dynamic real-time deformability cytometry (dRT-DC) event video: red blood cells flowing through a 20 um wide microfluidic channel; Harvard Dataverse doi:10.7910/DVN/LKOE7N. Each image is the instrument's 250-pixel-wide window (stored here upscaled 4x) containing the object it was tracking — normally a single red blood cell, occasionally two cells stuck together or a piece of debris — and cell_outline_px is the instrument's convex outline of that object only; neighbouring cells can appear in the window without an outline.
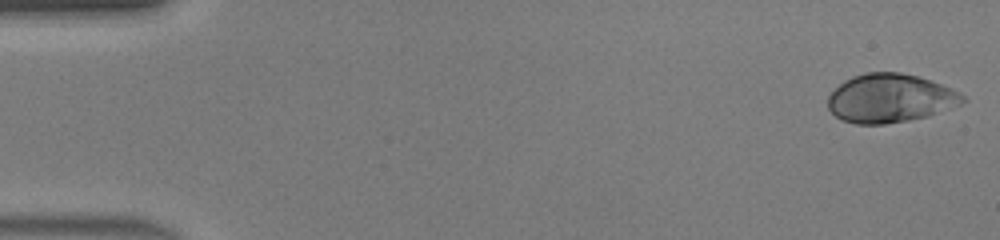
{"species": "human", "species_latin": "Homo sapiens", "temperature_condition": "warm", "stored_images_in_passage": 46, "camera_frame_rate_fps": 3000, "um_per_image_px": 0.085, "donor": {"sex": "male"}, "frame": {"image": 1, "passage_image": 1, "time_ms": 0.0, "image_size_px": [1000, 240], "cell_outline_px": [[968, 100], [960, 104], [928, 116], [908, 120], [884, 124], [856, 124], [840, 120], [828, 108], [828, 96], [844, 80], [852, 76], [864, 72], [900, 72], [916, 76], [940, 84], [960, 92]], "centroid_in_image_um": [75.64, 8.35], "position_along_channel_um": 9.4, "area_um2": 38.09}}
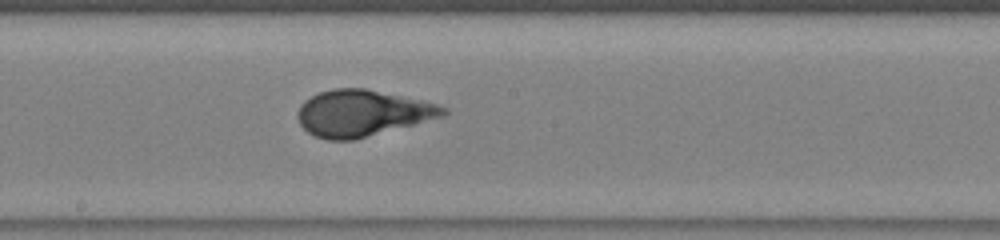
{"frame": {"image": 2, "passage_image": 25, "time_ms": 8.0, "image_size_px": [1000, 240], "cell_outline_px": [[448, 112], [444, 116], [352, 140], [328, 140], [316, 136], [308, 132], [300, 124], [296, 116], [296, 112], [300, 104], [304, 100], [320, 92], [332, 88], [364, 88], [420, 100], [436, 104], [448, 108]], "centroid_in_image_um": [30.74, 9.61], "position_along_channel_um": 217.5, "area_um2": 38.9}}
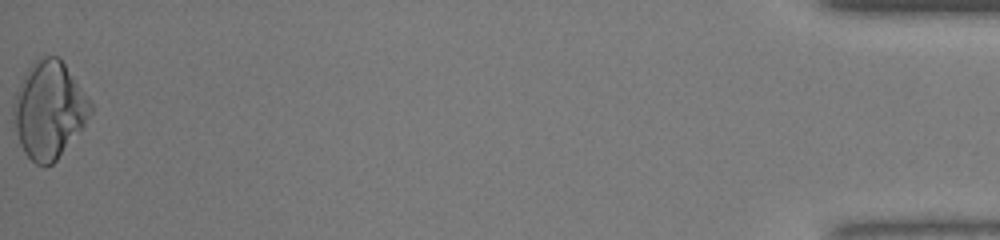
{"frame": {"image": 3, "passage_image": 46, "time_ms": 15.0, "image_size_px": [1000, 240], "cell_outline_px": [[92, 112], [84, 124], [56, 160], [52, 164], [44, 168], [36, 164], [24, 152], [20, 144], [12, 120], [12, 104], [16, 92], [28, 68], [40, 56], [60, 56], [92, 104]], "centroid_in_image_um": [4.14, 9.34], "position_along_channel_um": 431.1, "area_um2": 43.29}, "authors_computed_cell_mechanics": {"area_um2": 38.4948, "velocity_mm_per_s": 4.473, "shape_relaxation_time_tau1_ms": 3.815, "shape_relaxation_time_tau2_ms": null, "deformation_change_tau1": 0.1821, "deformation_change_tau2": null}}